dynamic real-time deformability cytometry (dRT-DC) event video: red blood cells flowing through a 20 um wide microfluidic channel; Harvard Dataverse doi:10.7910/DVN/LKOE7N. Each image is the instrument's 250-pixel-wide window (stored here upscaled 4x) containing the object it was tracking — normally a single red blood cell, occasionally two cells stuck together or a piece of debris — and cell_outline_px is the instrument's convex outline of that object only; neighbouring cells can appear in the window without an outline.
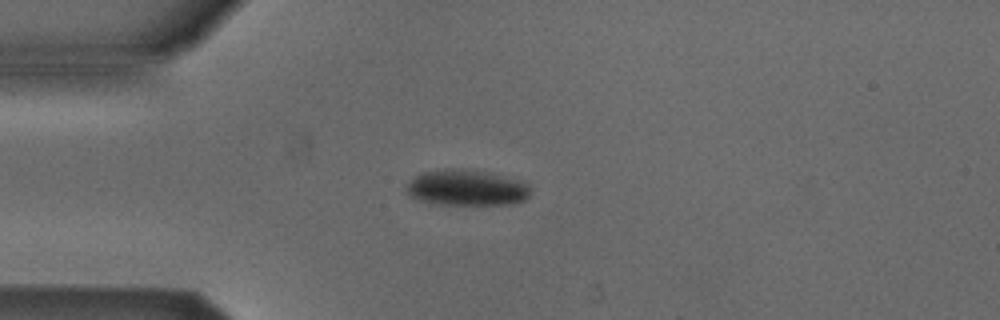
{"species": "Egyptian fruit bat (a non-hibernating species)", "species_latin": "Rousettus aegyptiacus", "temperature_condition": "cold", "stored_images_in_passage": 4, "camera_frame_rate_fps": 3000, "um_per_image_px": 0.085, "animal": {"sex": "male"}, "frame": {"image": 1, "passage_image": 1, "time_ms": 0.0, "image_size_px": [1000, 320], "cell_outline_px": [[528, 196], [524, 200], [512, 204], [440, 204], [420, 200], [412, 196], [408, 192], [404, 184], [416, 176], [424, 172], [444, 168], [460, 168], [488, 172], [528, 184]], "centroid_in_image_um": [39.61, 15.95], "position_along_channel_um": 45.4, "area_um2": 25.55}}
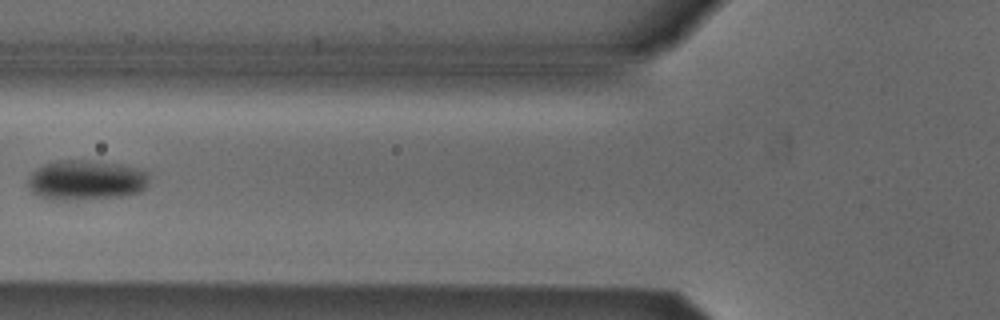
{"frame": {"image": 2, "passage_image": 3, "time_ms": 0.667, "image_size_px": [1000, 320], "cell_outline_px": [[148, 184], [140, 192], [124, 196], [56, 200], [48, 200], [32, 192], [28, 188], [28, 180], [32, 172], [36, 168], [44, 164], [56, 160], [96, 160], [124, 164], [148, 172]], "centroid_in_image_um": [7.31, 15.29], "position_along_channel_um": 118.5, "area_um2": 28.5}}
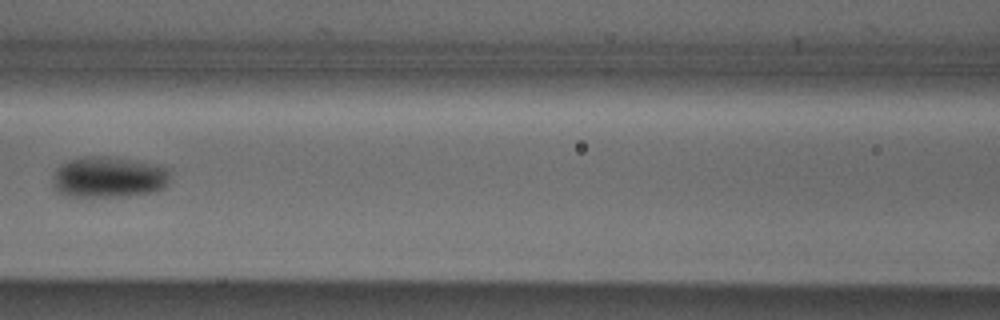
{"frame": {"image": 3, "passage_image": 4, "time_ms": 1.0, "image_size_px": [1000, 320], "cell_outline_px": [[172, 168], [168, 184], [164, 188], [156, 192], [128, 196], [64, 196], [56, 192], [52, 184], [52, 180], [56, 168], [60, 164], [68, 160], [80, 156], [116, 156], [160, 164]], "centroid_in_image_um": [9.29, 15.03], "position_along_channel_um": 157.3, "area_um2": 29.25}}